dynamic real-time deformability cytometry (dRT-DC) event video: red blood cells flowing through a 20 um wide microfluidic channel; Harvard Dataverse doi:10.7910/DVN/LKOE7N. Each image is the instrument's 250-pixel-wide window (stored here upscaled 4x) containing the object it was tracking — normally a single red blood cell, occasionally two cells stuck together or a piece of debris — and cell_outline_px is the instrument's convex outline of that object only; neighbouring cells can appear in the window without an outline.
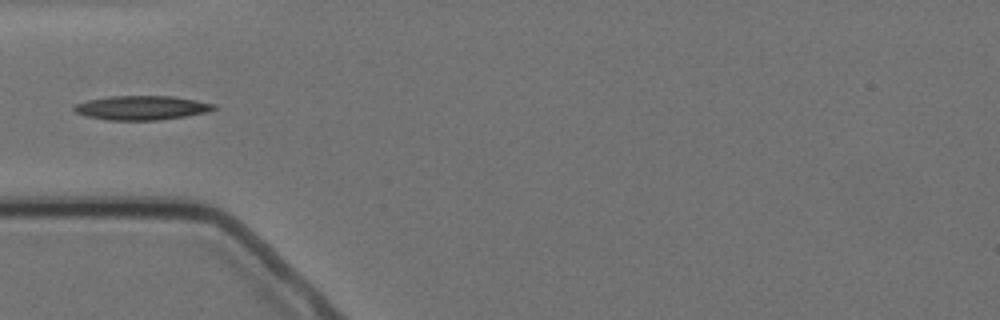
{"species": "Egyptian fruit bat (a non-hibernating species)", "species_latin": "Rousettus aegyptiacus", "temperature_condition": "cold", "stored_images_in_passage": 1, "camera_frame_rate_fps": 3000, "um_per_image_px": 0.085, "animal": {"sex": "female"}, "frame": {"image": 1, "passage_image": 1, "time_ms": 0.0, "image_size_px": [1000, 320], "cell_outline_px": [[220, 108], [208, 112], [160, 120], [108, 120], [84, 116], [76, 112], [72, 108], [76, 104], [88, 100], [108, 96], [172, 96], [196, 100], [216, 104]], "centroid_in_image_um": [12.07, 9.16], "position_along_channel_um": 72.9, "area_um2": 19.83}}